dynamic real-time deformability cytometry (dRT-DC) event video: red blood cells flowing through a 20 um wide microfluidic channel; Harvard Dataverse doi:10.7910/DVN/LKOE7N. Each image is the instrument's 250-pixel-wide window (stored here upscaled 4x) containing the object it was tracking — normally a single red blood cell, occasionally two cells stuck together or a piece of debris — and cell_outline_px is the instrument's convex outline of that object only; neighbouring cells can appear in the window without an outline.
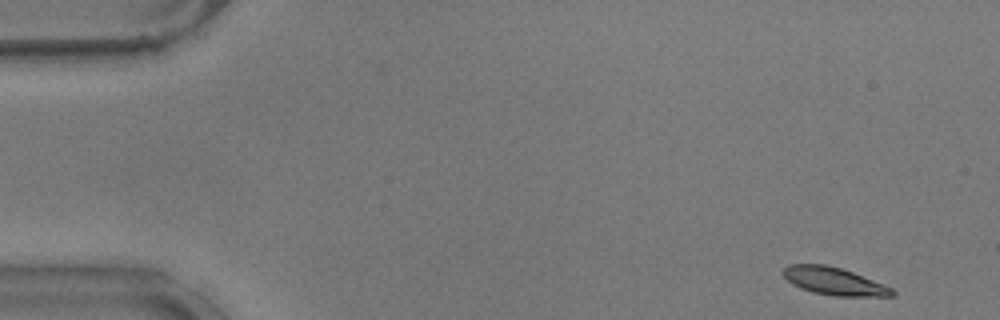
{"species": "common noctule bat (a hibernating species)", "species_latin": "Nyctalus noctula", "temperature_condition": "warm", "stored_images_in_passage": 53, "camera_frame_rate_fps": 3000, "um_per_image_px": 0.085, "animal": {"sex": "male", "body_mass_g": 17.9}, "frame": {"image": 1, "passage_image": 1, "time_ms": 0.0, "image_size_px": [1000, 320], "cell_outline_px": [[896, 292], [892, 296], [832, 296], [812, 292], [800, 288], [792, 284], [780, 272], [788, 264], [824, 264], [840, 268], [852, 272], [892, 288]], "centroid_in_image_um": [70.84, 23.9], "position_along_channel_um": 14.2, "area_um2": 17.46}}
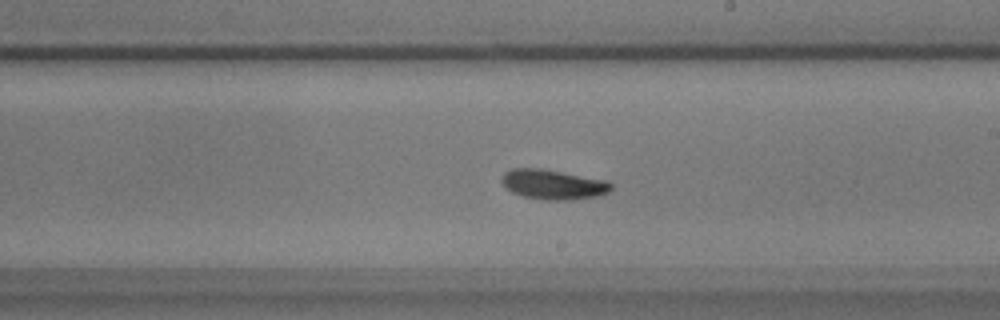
{"frame": {"image": 2, "passage_image": 29, "time_ms": 9.333, "image_size_px": [1000, 320], "cell_outline_px": [[612, 188], [608, 192], [596, 196], [568, 200], [544, 200], [524, 196], [512, 192], [504, 188], [500, 180], [504, 172], [512, 168], [540, 168], [608, 180], [612, 184]], "centroid_in_image_um": [46.98, 15.67], "position_along_channel_um": 242.0, "area_um2": 19.13}}
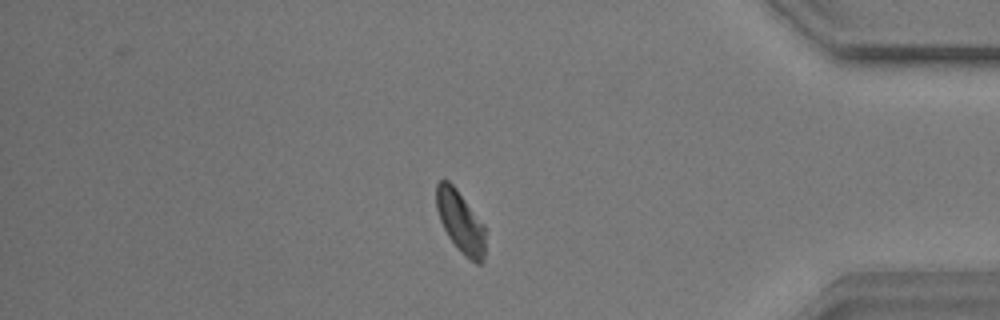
{"frame": {"image": 3, "passage_image": 44, "time_ms": 14.333, "image_size_px": [1000, 320], "cell_outline_px": [[484, 260], [480, 264], [476, 264], [464, 256], [456, 248], [448, 236], [440, 220], [436, 208], [436, 184], [440, 180], [448, 180], [456, 188], [484, 224]], "centroid_in_image_um": [39.13, 18.87], "position_along_channel_um": 396.1, "area_um2": 17.69}, "authors_computed_cell_mechanics": {"area_um2": 18.1492, "velocity_mm_per_s": 3.6772, "shape_relaxation_time_tau1_ms": 2.1964, "shape_relaxation_time_tau2_ms": null, "deformation_change_tau1": 0.1088, "deformation_change_tau2": null}}